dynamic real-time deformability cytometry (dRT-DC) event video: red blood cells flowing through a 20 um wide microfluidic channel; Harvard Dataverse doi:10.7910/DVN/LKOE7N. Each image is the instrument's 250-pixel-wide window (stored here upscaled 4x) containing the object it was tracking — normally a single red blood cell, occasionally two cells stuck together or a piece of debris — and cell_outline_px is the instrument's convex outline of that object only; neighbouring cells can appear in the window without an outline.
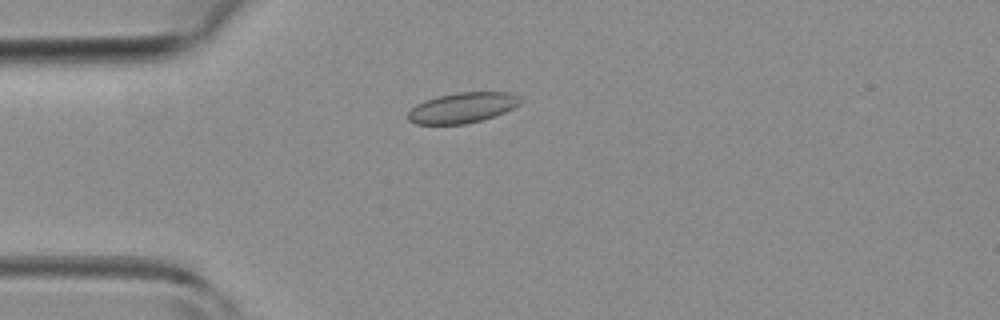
{"species": "common noctule bat (a hibernating species)", "species_latin": "Nyctalus noctula", "temperature_condition": "room temperature", "stored_images_in_passage": 4, "camera_frame_rate_fps": 3000, "um_per_image_px": 0.085, "animal": {"sex": "female", "body_mass_g": 19.3, "forearm_length_mm": 54.1}, "frame": {"image": 1, "passage_image": 4, "time_ms": 3.333, "image_size_px": [1000, 320], "cell_outline_px": [[520, 104], [504, 112], [480, 120], [464, 124], [416, 124], [408, 120], [408, 112], [416, 104], [424, 100], [440, 96], [460, 92], [508, 92], [516, 96], [520, 100]], "centroid_in_image_um": [39.26, 9.16], "position_along_channel_um": 45.7, "area_um2": 19.54}}